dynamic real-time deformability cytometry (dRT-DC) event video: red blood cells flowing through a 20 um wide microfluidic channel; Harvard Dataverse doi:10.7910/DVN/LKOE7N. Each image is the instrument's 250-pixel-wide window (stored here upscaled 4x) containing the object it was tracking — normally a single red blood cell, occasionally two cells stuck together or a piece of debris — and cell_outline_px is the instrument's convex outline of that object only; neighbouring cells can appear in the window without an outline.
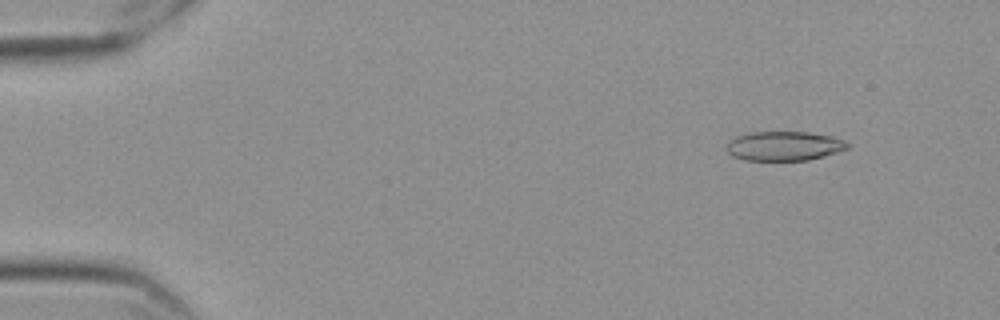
{"species": "Egyptian fruit bat (a non-hibernating species)", "species_latin": "Rousettus aegyptiacus", "temperature_condition": "cold", "stored_images_in_passage": 57, "camera_frame_rate_fps": 3000, "um_per_image_px": 0.085, "frame": {"image": 1, "passage_image": 6, "time_ms": 1.667, "image_size_px": [1000, 320], "cell_outline_px": [[848, 148], [824, 156], [808, 160], [744, 160], [732, 156], [728, 152], [728, 140], [736, 136], [748, 132], [808, 132], [832, 136], [844, 140], [848, 144]], "centroid_in_image_um": [66.63, 12.4], "position_along_channel_um": 18.4, "area_um2": 20.63}}
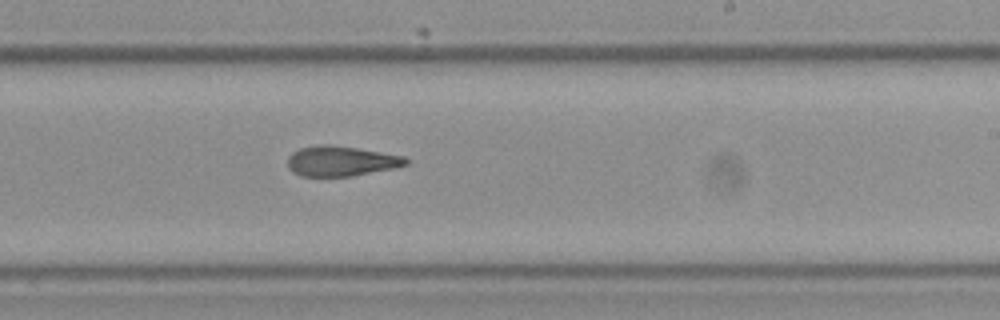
{"frame": {"image": 2, "passage_image": 35, "time_ms": 11.333, "image_size_px": [1000, 320], "cell_outline_px": [[408, 164], [396, 168], [352, 176], [300, 176], [292, 172], [288, 168], [288, 156], [292, 152], [300, 148], [320, 144], [328, 144], [356, 148], [404, 156], [408, 160]], "centroid_in_image_um": [28.97, 13.7], "position_along_channel_um": 260.0, "area_um2": 20.81}}
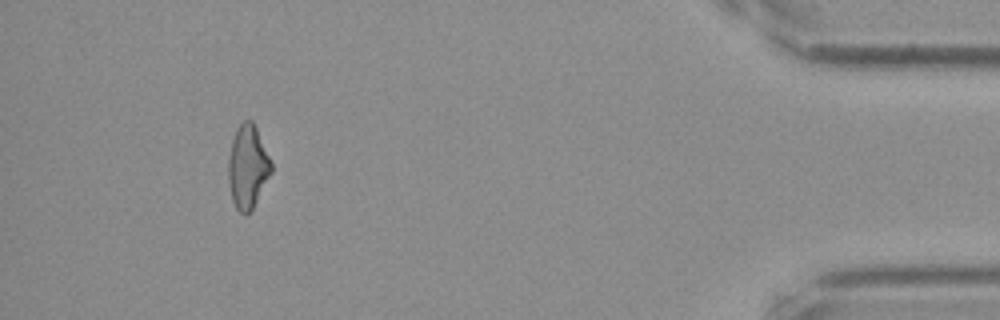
{"frame": {"image": 3, "passage_image": 53, "time_ms": 17.333, "image_size_px": [1000, 320], "cell_outline_px": [[272, 172], [252, 212], [248, 216], [244, 216], [236, 208], [232, 200], [228, 184], [228, 156], [232, 140], [236, 128], [244, 120], [252, 120], [256, 128], [272, 164]], "centroid_in_image_um": [21.04, 14.24], "position_along_channel_um": 414.2, "area_um2": 21.15}, "authors_computed_cell_mechanics": {"area_um2": 21.4438, "velocity_mm_per_s": 3.5634, "shape_relaxation_time_tau1_ms": null, "shape_relaxation_time_tau2_ms": 4.9878, "deformation_change_tau1": null, "deformation_change_tau2": 0.1459}}